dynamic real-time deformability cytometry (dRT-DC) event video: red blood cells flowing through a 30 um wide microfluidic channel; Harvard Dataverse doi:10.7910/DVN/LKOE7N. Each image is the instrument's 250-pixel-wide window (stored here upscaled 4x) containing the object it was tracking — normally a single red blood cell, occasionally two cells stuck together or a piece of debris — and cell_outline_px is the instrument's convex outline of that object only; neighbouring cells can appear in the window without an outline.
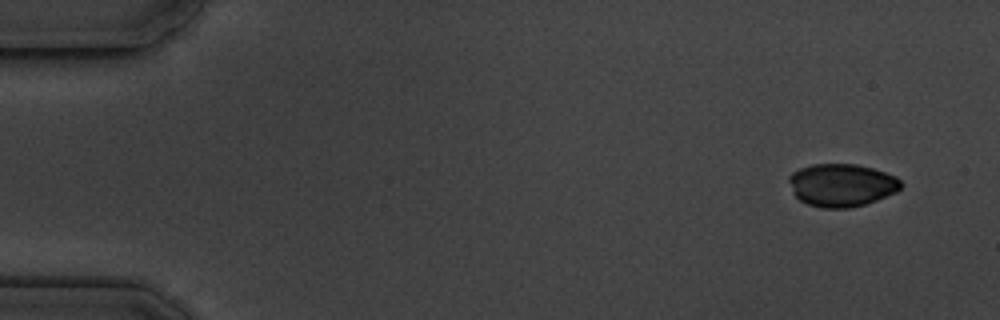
{"species": "common noctule bat (a hibernating species)", "species_latin": "Nyctalus noctula", "temperature_condition": "cold", "stored_images_in_passage": 4, "camera_frame_rate_fps": 3000, "um_per_image_px": 0.085, "animal": {"sex": "male", "body_mass_g": 19.5, "forearm_length_mm": 54.6}, "frame": {"image": 1, "passage_image": 1, "time_ms": 0.0, "image_size_px": [1000, 320], "cell_outline_px": [[904, 184], [896, 192], [876, 200], [864, 204], [848, 208], [820, 208], [808, 204], [800, 200], [792, 192], [788, 180], [788, 176], [792, 172], [800, 168], [812, 164], [856, 164], [872, 168], [896, 176]], "centroid_in_image_um": [71.52, 15.73], "position_along_channel_um": 13.5, "area_um2": 28.03}}
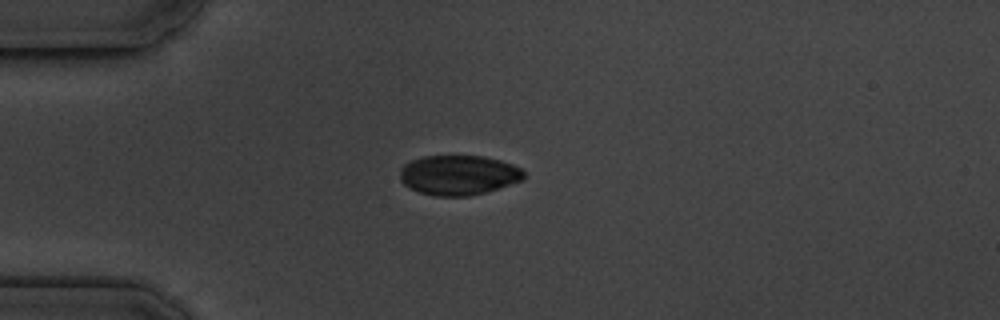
{"frame": {"image": 2, "passage_image": 4, "time_ms": 3.667, "image_size_px": [1000, 320], "cell_outline_px": [[524, 176], [520, 180], [484, 192], [468, 196], [436, 196], [420, 192], [404, 184], [400, 180], [400, 168], [404, 164], [412, 160], [424, 156], [484, 156], [500, 160], [512, 164], [520, 168], [524, 172]], "centroid_in_image_um": [38.94, 14.87], "position_along_channel_um": 46.1, "area_um2": 28.38}}